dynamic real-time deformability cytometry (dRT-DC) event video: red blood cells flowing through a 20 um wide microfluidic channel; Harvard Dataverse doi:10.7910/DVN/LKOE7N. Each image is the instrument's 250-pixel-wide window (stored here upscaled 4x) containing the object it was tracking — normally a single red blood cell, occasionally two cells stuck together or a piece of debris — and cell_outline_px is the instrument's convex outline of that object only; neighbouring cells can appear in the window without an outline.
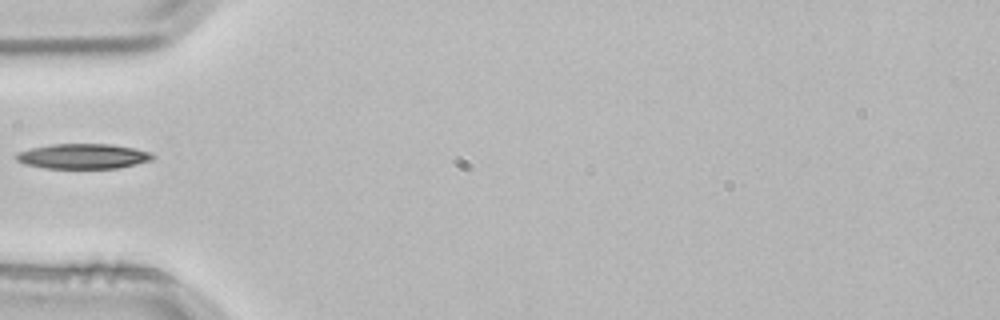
{"species": "common noctule bat (a hibernating species)", "species_latin": "Nyctalus noctula", "temperature_condition": "room temperature", "stored_images_in_passage": 36, "camera_frame_rate_fps": 3000, "um_per_image_px": 0.085, "animal": {"sex": "male", "body_mass_g": 21.5, "forearm_length_mm": 52.0}, "frame": {"image": 1, "passage_image": 1, "time_ms": 0.0, "image_size_px": [1000, 320], "cell_outline_px": [[156, 156], [152, 160], [136, 164], [116, 168], [44, 168], [24, 164], [16, 160], [16, 152], [32, 148], [52, 144], [112, 144], [152, 152]], "centroid_in_image_um": [7.07, 13.28], "position_along_channel_um": 77.9, "area_um2": 19.94}}
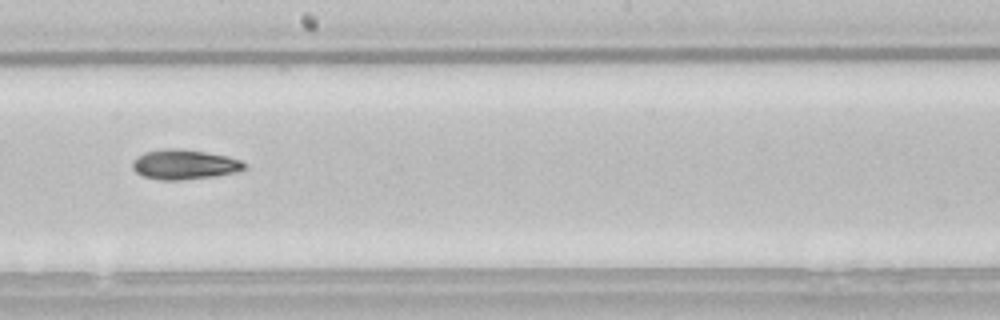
{"frame": {"image": 2, "passage_image": 13, "time_ms": 4.0, "image_size_px": [1000, 320], "cell_outline_px": [[248, 168], [236, 172], [216, 176], [184, 180], [160, 180], [144, 176], [136, 172], [132, 168], [132, 160], [136, 156], [144, 152], [164, 148], [180, 148], [228, 156], [240, 160], [248, 164]], "centroid_in_image_um": [15.68, 13.98], "position_along_channel_um": 232.5, "area_um2": 19.77}}
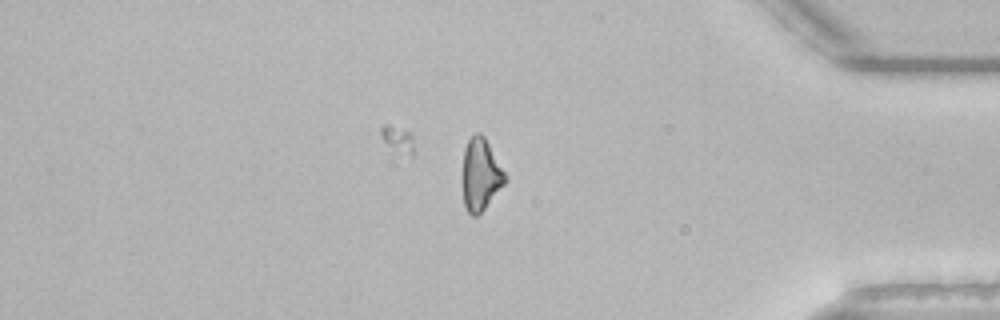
{"frame": {"image": 3, "passage_image": 28, "time_ms": 9.0, "image_size_px": [1000, 320], "cell_outline_px": [[508, 180], [484, 208], [476, 216], [472, 216], [468, 212], [464, 204], [464, 148], [468, 140], [476, 132], [480, 132], [484, 136], [508, 176]], "centroid_in_image_um": [40.89, 14.81], "position_along_channel_um": 394.3, "area_um2": 17.57}}